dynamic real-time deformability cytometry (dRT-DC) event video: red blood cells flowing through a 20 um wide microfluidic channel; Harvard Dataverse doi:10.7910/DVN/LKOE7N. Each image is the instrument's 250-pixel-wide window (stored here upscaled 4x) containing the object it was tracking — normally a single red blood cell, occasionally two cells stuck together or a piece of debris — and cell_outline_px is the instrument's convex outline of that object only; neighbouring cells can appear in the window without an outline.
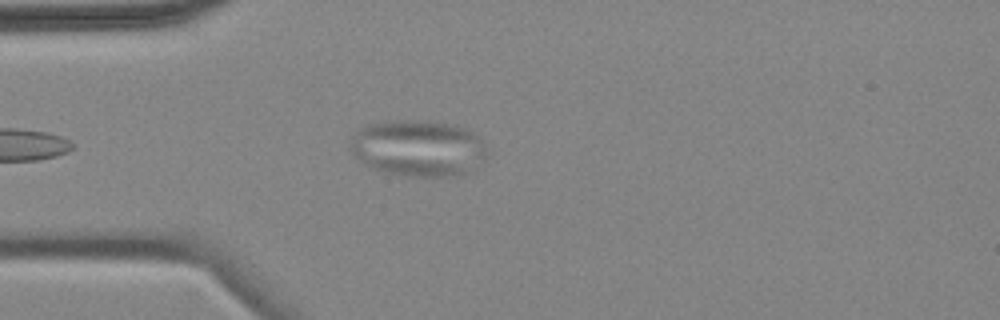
{"species": "common noctule bat (a hibernating species)", "species_latin": "Nyctalus noctula", "temperature_condition": "cold", "stored_images_in_passage": 4, "camera_frame_rate_fps": 3000, "um_per_image_px": 0.085, "animal": {"sex": "female", "body_mass_g": 18.4}, "frame": {"image": 1, "passage_image": 4, "time_ms": 3.333, "image_size_px": [1000, 320], "cell_outline_px": [[488, 152], [468, 172], [456, 176], [412, 176], [384, 172], [372, 168], [360, 160], [348, 148], [352, 136], [360, 128], [368, 124], [388, 120], [428, 120], [448, 124], [464, 128], [472, 132], [484, 140]], "centroid_in_image_um": [35.52, 12.57], "position_along_channel_um": 49.5, "area_um2": 44.91}}